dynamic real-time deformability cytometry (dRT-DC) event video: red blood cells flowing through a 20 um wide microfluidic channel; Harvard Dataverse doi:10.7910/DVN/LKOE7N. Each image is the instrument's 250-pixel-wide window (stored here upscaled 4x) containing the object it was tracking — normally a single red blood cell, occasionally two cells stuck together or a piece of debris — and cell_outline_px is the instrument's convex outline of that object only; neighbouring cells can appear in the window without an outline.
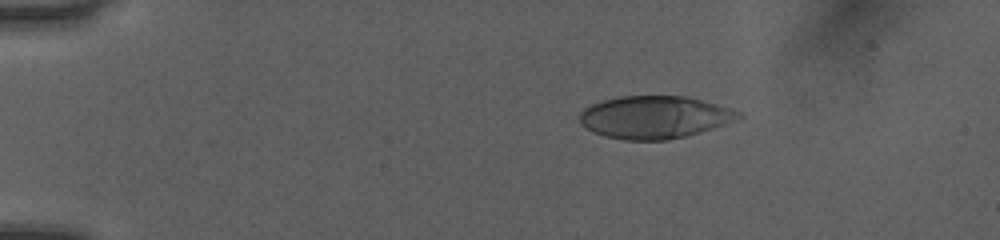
{"species": "human", "species_latin": "Homo sapiens", "temperature_condition": "room temperature", "stored_images_in_passage": 51, "camera_frame_rate_fps": 3000, "um_per_image_px": 0.085, "donor": {"sex": "female"}, "frame": {"image": 1, "passage_image": 10, "time_ms": 3.0, "image_size_px": [1000, 240], "cell_outline_px": [[744, 116], [724, 124], [700, 132], [668, 140], [624, 140], [604, 136], [588, 128], [580, 120], [580, 112], [584, 108], [592, 104], [604, 100], [620, 96], [684, 96], [716, 104], [740, 112]], "centroid_in_image_um": [55.63, 9.96], "position_along_channel_um": 29.4, "area_um2": 38.84}}
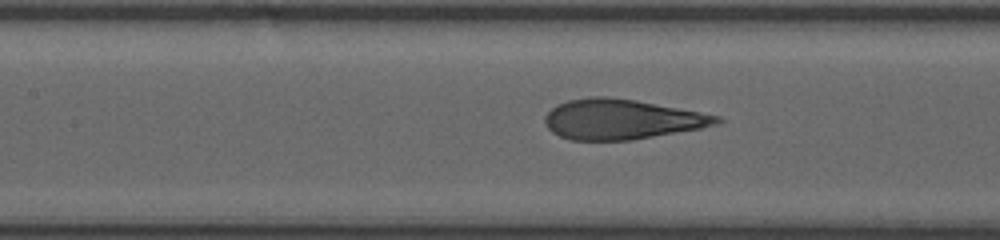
{"frame": {"image": 2, "passage_image": 25, "time_ms": 8.0, "image_size_px": [1000, 240], "cell_outline_px": [[724, 120], [720, 124], [700, 128], [632, 140], [568, 140], [552, 132], [544, 124], [544, 116], [556, 104], [568, 100], [588, 96], [604, 96], [636, 100], [720, 116]], "centroid_in_image_um": [52.8, 10.14], "position_along_channel_um": 154.6, "area_um2": 40.17}}
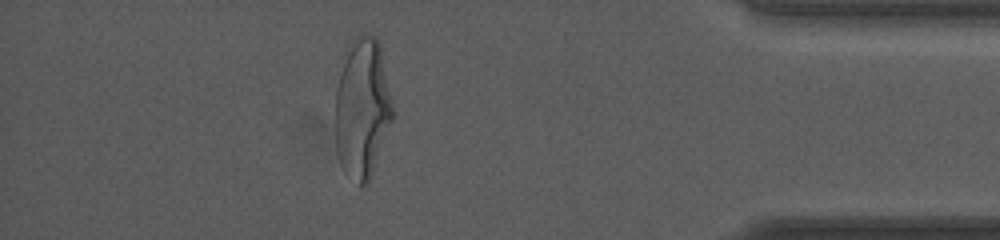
{"frame": {"image": 3, "passage_image": 46, "time_ms": 15.0, "image_size_px": [1000, 240], "cell_outline_px": [[396, 116], [368, 184], [360, 188], [344, 172], [340, 164], [336, 152], [336, 88], [340, 72], [348, 44], [360, 32], [376, 36], [380, 40]], "centroid_in_image_um": [30.84, 9.21], "position_along_channel_um": 404.4, "area_um2": 48.32}, "authors_computed_cell_mechanics": {"area_um2": 40.4022, "velocity_mm_per_s": 4.0685, "shape_relaxation_time_tau1_ms": 6.1377, "shape_relaxation_time_tau2_ms": null, "deformation_change_tau1": 0.2716, "deformation_change_tau2": null}}